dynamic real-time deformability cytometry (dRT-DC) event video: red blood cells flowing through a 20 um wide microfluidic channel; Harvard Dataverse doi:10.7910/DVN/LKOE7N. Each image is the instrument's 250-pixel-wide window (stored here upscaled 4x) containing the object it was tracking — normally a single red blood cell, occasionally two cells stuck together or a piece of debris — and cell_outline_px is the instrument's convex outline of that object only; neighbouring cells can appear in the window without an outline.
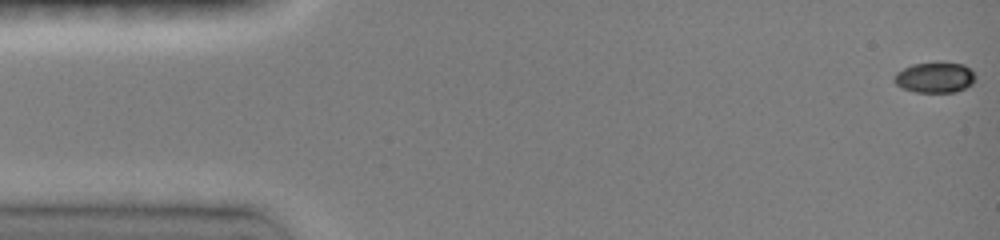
{"species": "common noctule bat (a hibernating species)", "species_latin": "Nyctalus noctula", "temperature_condition": "room temperature", "stored_images_in_passage": 47, "camera_frame_rate_fps": 3000, "um_per_image_px": 0.085, "animal": {"sex": "female", "body_mass_g": 19.0, "forearm_length_mm": 51.5}, "frame": {"image": 1, "passage_image": 1, "time_ms": 0.0, "image_size_px": [1000, 240], "cell_outline_px": [[976, 80], [972, 84], [956, 92], [916, 92], [904, 88], [896, 84], [892, 80], [896, 72], [912, 64], [964, 64], [976, 76]], "centroid_in_image_um": [79.45, 6.61], "position_along_channel_um": 5.5, "area_um2": 14.1}}
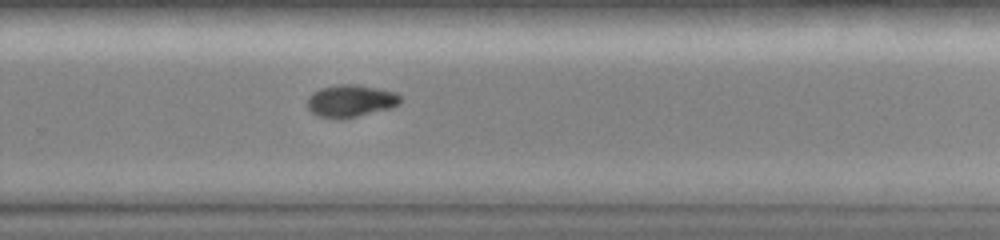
{"frame": {"image": 2, "passage_image": 32, "time_ms": 10.333, "image_size_px": [1000, 240], "cell_outline_px": [[400, 104], [392, 108], [340, 120], [320, 116], [312, 112], [308, 108], [308, 96], [312, 92], [320, 88], [340, 84], [356, 84], [396, 92], [400, 96]], "centroid_in_image_um": [29.81, 8.58], "position_along_channel_um": 300.0, "area_um2": 17.57}}
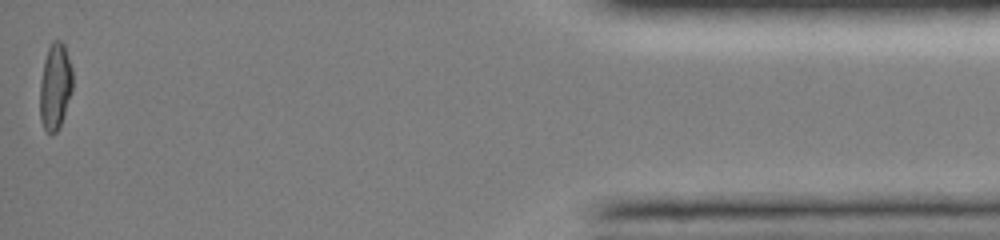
{"frame": {"image": 3, "passage_image": 47, "time_ms": 15.333, "image_size_px": [1000, 240], "cell_outline_px": [[72, 92], [60, 124], [56, 132], [52, 136], [44, 128], [40, 120], [40, 80], [44, 60], [48, 48], [52, 40], [60, 40], [64, 44], [72, 68]], "centroid_in_image_um": [4.68, 7.33], "position_along_channel_um": 430.5, "area_um2": 16.53}, "authors_computed_cell_mechanics": {"area_um2": 16.8776, "velocity_mm_per_s": 4.1166, "shape_relaxation_time_tau1_ms": 6.9954, "shape_relaxation_time_tau2_ms": null, "deformation_change_tau1": 0.2222, "deformation_change_tau2": null}}